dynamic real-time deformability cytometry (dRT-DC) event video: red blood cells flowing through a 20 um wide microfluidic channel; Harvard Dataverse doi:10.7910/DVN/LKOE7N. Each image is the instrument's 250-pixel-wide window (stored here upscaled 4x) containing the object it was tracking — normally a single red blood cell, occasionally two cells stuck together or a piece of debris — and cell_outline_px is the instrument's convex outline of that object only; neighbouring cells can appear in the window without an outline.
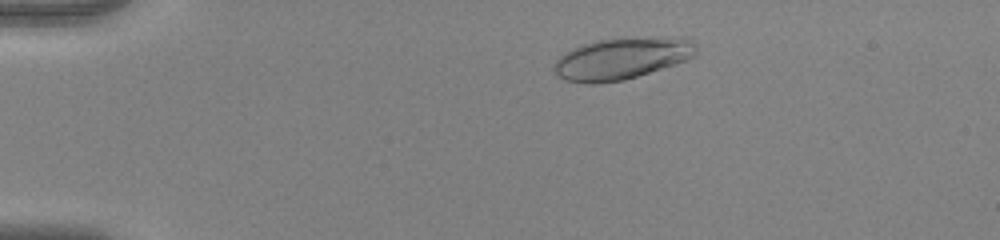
{"species": "human", "species_latin": "Homo sapiens", "temperature_condition": "warm", "stored_images_in_passage": 50, "camera_frame_rate_fps": 3000, "um_per_image_px": 0.085, "donor": {"sex": "female"}, "frame": {"image": 1, "passage_image": 8, "time_ms": 2.333, "image_size_px": [1000, 240], "cell_outline_px": [[696, 56], [688, 60], [676, 64], [624, 80], [596, 84], [588, 84], [564, 80], [552, 68], [552, 64], [564, 52], [580, 44], [592, 40], [624, 36], [688, 36], [696, 44]], "centroid_in_image_um": [52.89, 4.92], "position_along_channel_um": 32.1, "area_um2": 35.89}}
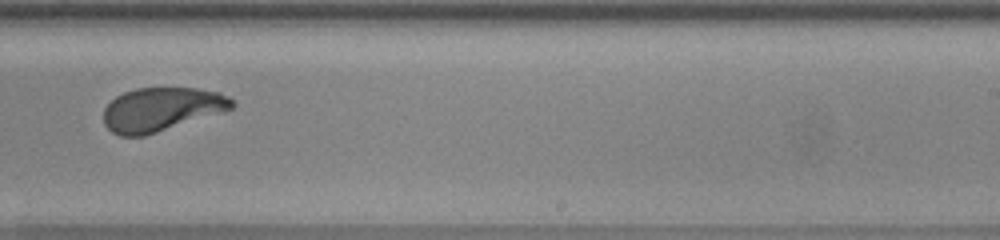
{"frame": {"image": 2, "passage_image": 32, "time_ms": 10.333, "image_size_px": [1000, 240], "cell_outline_px": [[236, 104], [228, 112], [144, 136], [120, 136], [112, 132], [104, 124], [104, 108], [116, 96], [124, 92], [136, 88], [196, 88], [220, 92], [228, 96]], "centroid_in_image_um": [13.78, 9.3], "position_along_channel_um": 275.2, "area_um2": 33.18}}
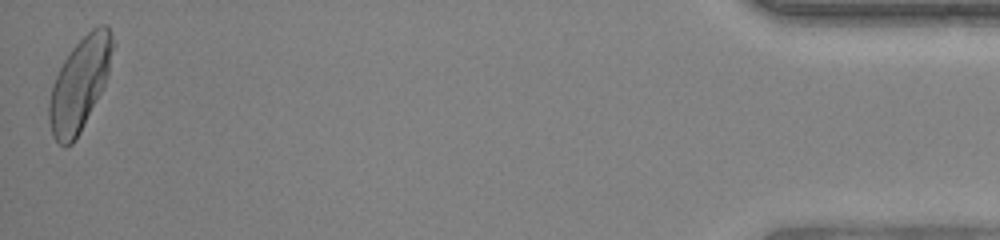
{"frame": {"image": 3, "passage_image": 50, "time_ms": 16.333, "image_size_px": [1000, 240], "cell_outline_px": [[116, 44], [108, 76], [76, 140], [72, 144], [64, 148], [52, 136], [48, 116], [48, 104], [52, 84], [64, 60], [72, 48], [92, 28], [100, 24], [108, 24], [112, 32]], "centroid_in_image_um": [6.8, 7.11], "position_along_channel_um": 428.4, "area_um2": 34.56}, "authors_computed_cell_mechanics": {"area_um2": 33.7263, "velocity_mm_per_s": 3.935, "shape_relaxation_time_tau1_ms": 3.5728, "shape_relaxation_time_tau2_ms": 0.8071, "deformation_change_tau1": 0.1701, "deformation_change_tau2": 0.0692}}